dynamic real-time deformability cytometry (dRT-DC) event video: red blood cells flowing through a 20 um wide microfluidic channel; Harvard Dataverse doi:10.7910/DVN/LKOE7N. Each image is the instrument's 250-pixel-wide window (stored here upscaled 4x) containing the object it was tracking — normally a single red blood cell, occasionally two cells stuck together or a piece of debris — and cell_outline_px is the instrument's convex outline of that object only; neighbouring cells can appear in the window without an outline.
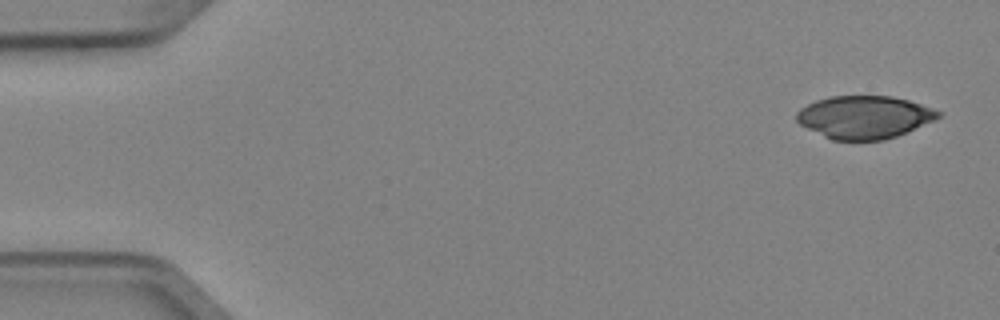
{"species": "Egyptian fruit bat (a non-hibernating species)", "species_latin": "Rousettus aegyptiacus", "temperature_condition": "cold", "stored_images_in_passage": 7, "camera_frame_rate_fps": 3000, "um_per_image_px": 0.085, "animal": {"sex": "female"}, "frame": {"image": 1, "passage_image": 1, "time_ms": 0.0, "image_size_px": [1000, 320], "cell_outline_px": [[944, 112], [936, 120], [896, 136], [884, 140], [832, 140], [800, 124], [796, 120], [796, 112], [800, 108], [816, 100], [828, 96], [892, 96], [908, 100]], "centroid_in_image_um": [73.48, 9.95], "position_along_channel_um": 11.5, "area_um2": 35.32}}